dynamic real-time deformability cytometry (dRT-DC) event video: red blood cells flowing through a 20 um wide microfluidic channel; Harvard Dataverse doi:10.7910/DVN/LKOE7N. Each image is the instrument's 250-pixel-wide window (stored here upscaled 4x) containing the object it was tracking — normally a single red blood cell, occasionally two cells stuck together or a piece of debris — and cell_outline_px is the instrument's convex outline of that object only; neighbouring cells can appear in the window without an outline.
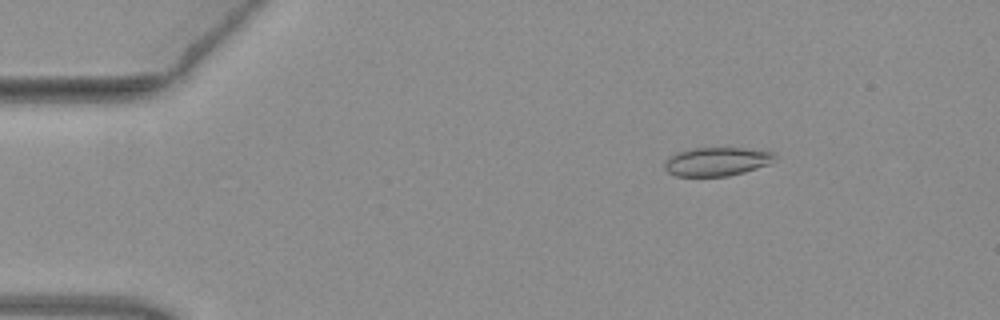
{"species": "common noctule bat (a hibernating species)", "species_latin": "Nyctalus noctula", "temperature_condition": "warm", "stored_images_in_passage": 51, "camera_frame_rate_fps": 3000, "um_per_image_px": 0.085, "animal": {"sex": "female", "body_mass_g": 19.3, "forearm_length_mm": 54.1}, "frame": {"image": 1, "passage_image": 7, "time_ms": 2.0, "image_size_px": [1000, 320], "cell_outline_px": [[776, 156], [768, 164], [744, 172], [728, 176], [676, 176], [668, 172], [664, 168], [664, 160], [668, 156], [676, 152], [696, 148], [744, 148], [776, 152]], "centroid_in_image_um": [60.89, 13.73], "position_along_channel_um": 24.1, "area_um2": 18.44}}
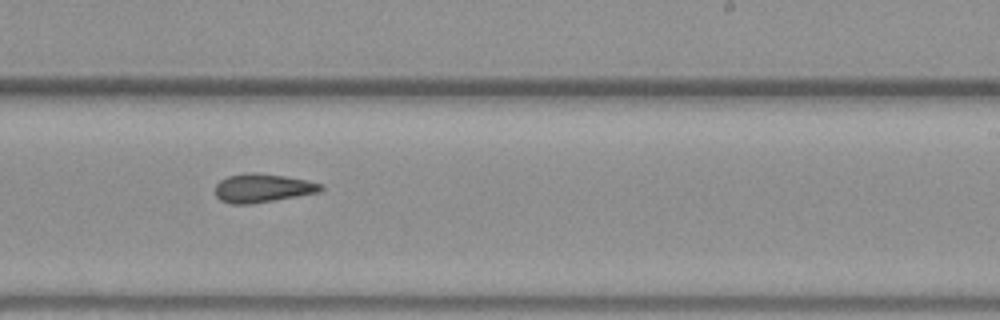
{"frame": {"image": 2, "passage_image": 31, "time_ms": 10.0, "image_size_px": [1000, 320], "cell_outline_px": [[324, 188], [320, 192], [248, 204], [232, 204], [220, 200], [216, 196], [216, 184], [220, 180], [228, 176], [248, 172], [256, 172], [284, 176], [308, 180], [324, 184]], "centroid_in_image_um": [22.33, 15.97], "position_along_channel_um": 266.7, "area_um2": 17.57}}
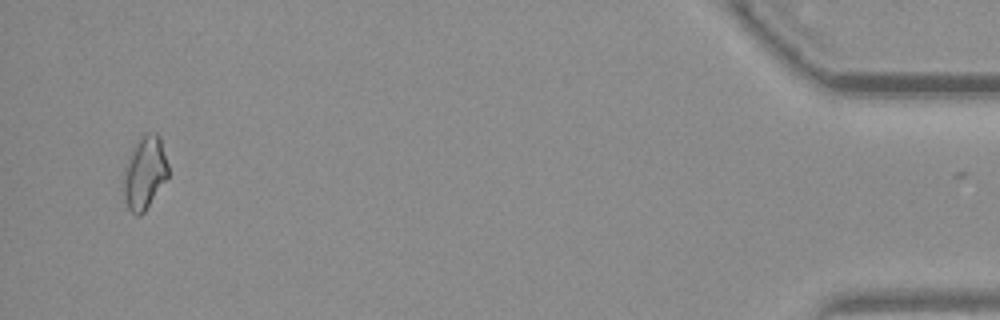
{"frame": {"image": 3, "passage_image": 49, "time_ms": 16.0, "image_size_px": [1000, 320], "cell_outline_px": [[168, 176], [144, 212], [140, 216], [136, 216], [128, 208], [124, 196], [124, 168], [128, 156], [132, 148], [140, 136], [144, 132], [156, 132], [160, 136], [168, 164]], "centroid_in_image_um": [12.29, 14.64], "position_along_channel_um": 422.9, "area_um2": 19.02}, "authors_computed_cell_mechanics": {"area_um2": 18.0914, "velocity_mm_per_s": 4.0087, "shape_relaxation_time_tau1_ms": null, "shape_relaxation_time_tau2_ms": 3.428, "deformation_change_tau1": null, "deformation_change_tau2": 0.0978}}